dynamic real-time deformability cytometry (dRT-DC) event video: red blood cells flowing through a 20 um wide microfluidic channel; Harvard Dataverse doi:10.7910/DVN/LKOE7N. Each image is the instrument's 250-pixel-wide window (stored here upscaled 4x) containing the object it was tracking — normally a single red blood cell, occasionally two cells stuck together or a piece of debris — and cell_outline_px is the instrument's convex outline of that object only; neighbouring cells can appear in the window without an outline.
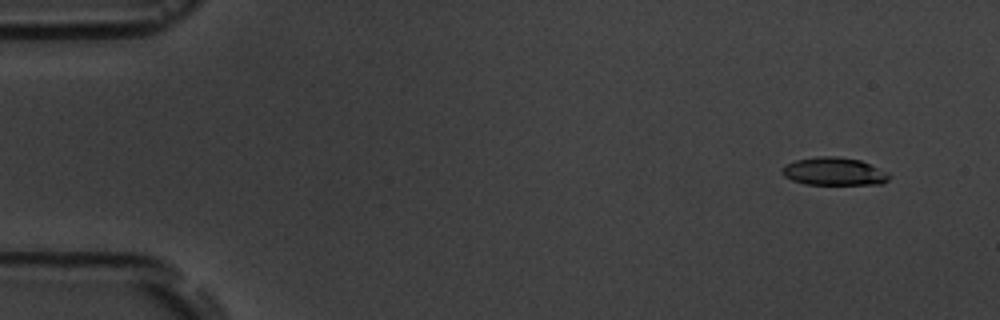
{"species": "common noctule bat (a hibernating species)", "species_latin": "Nyctalus noctula", "temperature_condition": "room temperature", "stored_images_in_passage": 4, "camera_frame_rate_fps": 3000, "um_per_image_px": 0.085, "animal": {"sex": "male", "body_mass_g": 19.5, "forearm_length_mm": 54.6}, "frame": {"image": 1, "passage_image": 1, "time_ms": 0.0, "image_size_px": [1000, 320], "cell_outline_px": [[892, 176], [888, 180], [880, 184], [804, 184], [792, 180], [784, 176], [780, 172], [780, 168], [784, 164], [796, 160], [816, 156], [836, 156], [860, 160], [888, 172]], "centroid_in_image_um": [70.85, 14.57], "position_along_channel_um": 14.1, "area_um2": 17.57}}